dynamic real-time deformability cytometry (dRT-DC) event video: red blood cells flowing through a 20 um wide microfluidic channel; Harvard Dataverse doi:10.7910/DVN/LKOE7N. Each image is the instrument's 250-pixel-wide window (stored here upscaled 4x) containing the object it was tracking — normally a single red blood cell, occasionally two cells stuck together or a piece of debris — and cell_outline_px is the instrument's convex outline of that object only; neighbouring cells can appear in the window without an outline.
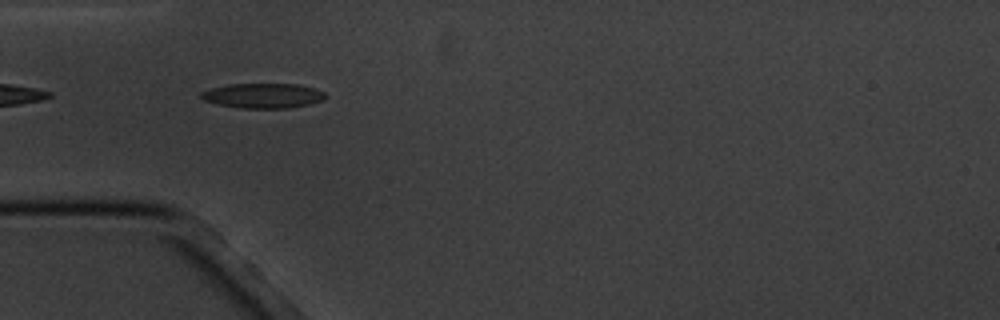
{"species": "common noctule bat (a hibernating species)", "species_latin": "Nyctalus noctula", "temperature_condition": "cold", "stored_images_in_passage": 4, "camera_frame_rate_fps": 3000, "um_per_image_px": 0.085, "animal": {"sex": "male", "body_mass_g": 20.1, "forearm_length_mm": 53.5}, "frame": {"image": 1, "passage_image": 1, "time_ms": 0.0, "image_size_px": [1000, 320], "cell_outline_px": [[328, 96], [320, 100], [308, 104], [288, 108], [240, 108], [220, 104], [204, 100], [200, 96], [200, 92], [212, 88], [228, 84], [296, 84], [316, 88], [324, 92]], "centroid_in_image_um": [22.36, 8.12], "position_along_channel_um": 62.6, "area_um2": 17.86}}
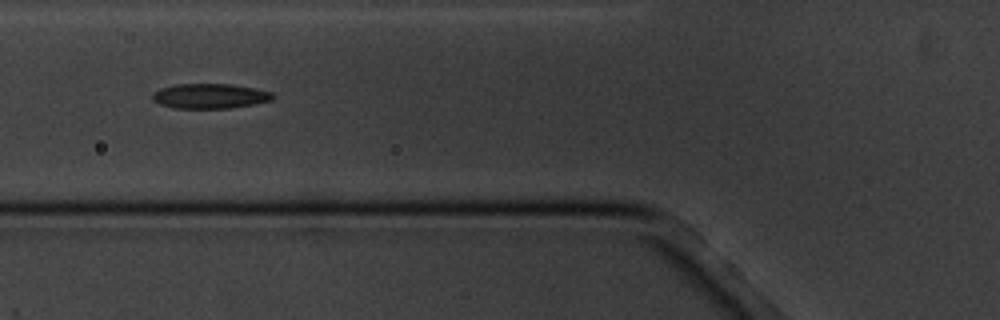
{"frame": {"image": 2, "passage_image": 2, "time_ms": 1.333, "image_size_px": [1000, 320], "cell_outline_px": [[276, 96], [272, 100], [232, 108], [172, 108], [160, 104], [152, 100], [152, 92], [160, 88], [176, 84], [232, 84], [272, 92]], "centroid_in_image_um": [17.81, 8.16], "position_along_channel_um": 108.0, "area_um2": 17.51}}
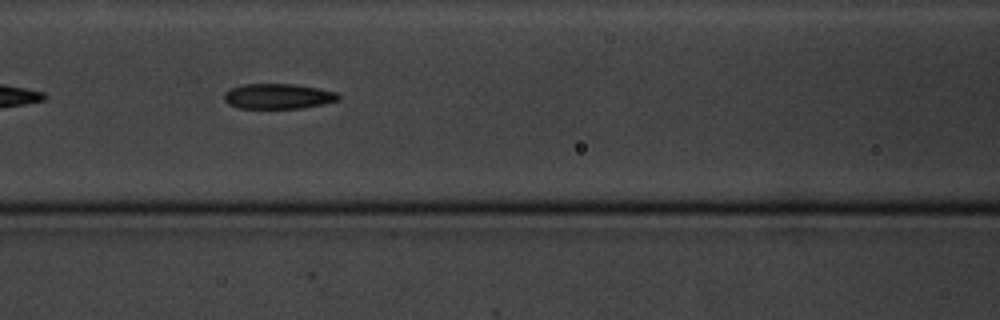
{"frame": {"image": 3, "passage_image": 3, "time_ms": 2.333, "image_size_px": [1000, 320], "cell_outline_px": [[340, 100], [324, 104], [300, 108], [240, 108], [228, 104], [224, 100], [224, 92], [232, 88], [244, 84], [296, 84], [336, 92], [340, 96]], "centroid_in_image_um": [23.64, 8.18], "position_along_channel_um": 143.0, "area_um2": 16.76}}